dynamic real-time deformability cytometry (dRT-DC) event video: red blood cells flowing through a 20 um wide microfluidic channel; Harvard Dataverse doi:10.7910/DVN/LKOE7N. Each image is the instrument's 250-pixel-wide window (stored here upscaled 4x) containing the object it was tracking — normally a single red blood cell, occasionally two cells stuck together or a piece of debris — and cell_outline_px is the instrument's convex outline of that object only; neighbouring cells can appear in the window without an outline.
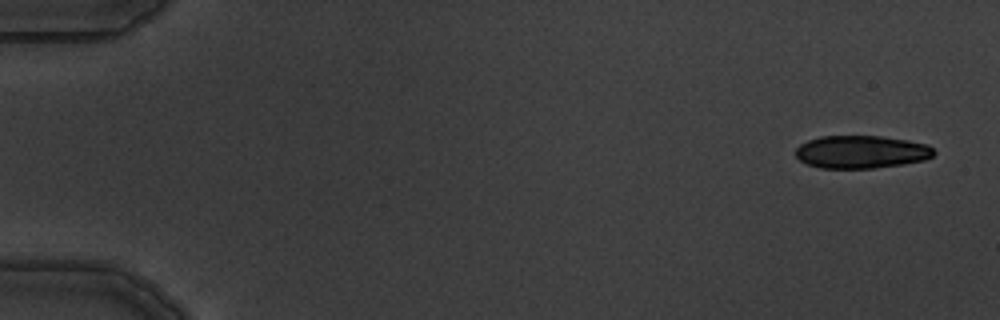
{"species": "common noctule bat (a hibernating species)", "species_latin": "Nyctalus noctula", "temperature_condition": "warm", "stored_images_in_passage": 4, "camera_frame_rate_fps": 3000, "um_per_image_px": 0.085, "animal": {"sex": "male", "body_mass_g": 19.5, "forearm_length_mm": 54.6}, "frame": {"image": 1, "passage_image": 1, "time_ms": 0.0, "image_size_px": [1000, 320], "cell_outline_px": [[936, 152], [932, 156], [924, 160], [904, 164], [872, 168], [820, 168], [808, 164], [800, 160], [796, 156], [796, 148], [800, 144], [808, 140], [820, 136], [880, 136], [908, 140], [928, 144]], "centroid_in_image_um": [73.22, 12.91], "position_along_channel_um": 11.8, "area_um2": 26.47}}